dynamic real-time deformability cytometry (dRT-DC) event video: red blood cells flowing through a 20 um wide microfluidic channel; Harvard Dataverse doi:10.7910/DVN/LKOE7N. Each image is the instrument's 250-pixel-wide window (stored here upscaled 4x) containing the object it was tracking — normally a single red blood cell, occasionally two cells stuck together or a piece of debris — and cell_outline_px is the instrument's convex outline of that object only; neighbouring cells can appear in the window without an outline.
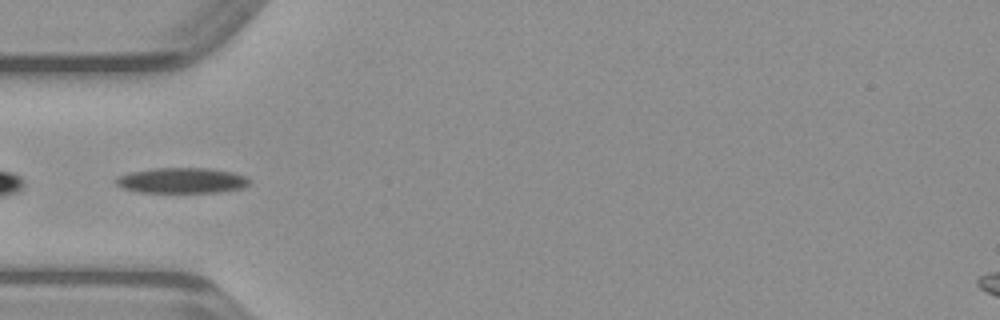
{"species": "common noctule bat (a hibernating species)", "species_latin": "Nyctalus noctula", "temperature_condition": "warm", "stored_images_in_passage": 32, "camera_frame_rate_fps": 3000, "um_per_image_px": 0.085, "animal": {"sex": "male", "body_mass_g": 23.1, "forearm_length_mm": 52.7}, "frame": {"image": 1, "passage_image": 1, "time_ms": 0.0, "image_size_px": [1000, 320], "cell_outline_px": [[252, 180], [248, 184], [240, 188], [220, 192], [140, 192], [124, 188], [116, 184], [112, 180], [116, 176], [128, 172], [156, 168], [208, 168], [232, 172], [244, 176]], "centroid_in_image_um": [15.4, 15.33], "position_along_channel_um": 69.6, "area_um2": 19.83}}